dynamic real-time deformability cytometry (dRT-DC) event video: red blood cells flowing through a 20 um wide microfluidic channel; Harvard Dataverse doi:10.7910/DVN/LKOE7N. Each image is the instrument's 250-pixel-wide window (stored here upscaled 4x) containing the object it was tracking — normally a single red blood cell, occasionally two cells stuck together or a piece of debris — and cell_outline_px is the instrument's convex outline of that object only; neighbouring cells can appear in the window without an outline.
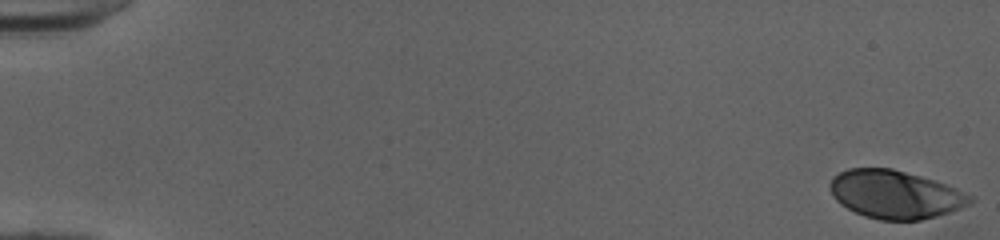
{"species": "human", "species_latin": "Homo sapiens", "temperature_condition": "cold", "stored_images_in_passage": 52, "camera_frame_rate_fps": 3000, "um_per_image_px": 0.085, "donor": {"sex": "female"}, "frame": {"image": 1, "passage_image": 1, "time_ms": 0.0, "image_size_px": [1000, 240], "cell_outline_px": [[976, 200], [972, 204], [936, 216], [920, 220], [880, 220], [864, 216], [840, 204], [832, 196], [828, 184], [832, 176], [848, 168], [892, 168], [920, 176], [956, 188], [976, 196]], "centroid_in_image_um": [76.09, 16.52], "position_along_channel_um": 8.9, "area_um2": 39.54}}
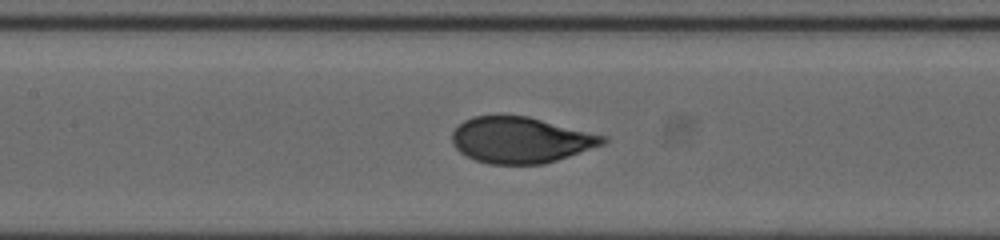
{"frame": {"image": 2, "passage_image": 26, "time_ms": 8.333, "image_size_px": [1000, 240], "cell_outline_px": [[608, 140], [604, 144], [544, 164], [488, 164], [476, 160], [460, 152], [452, 144], [452, 132], [464, 120], [472, 116], [528, 116], [608, 136]], "centroid_in_image_um": [44.27, 11.9], "position_along_channel_um": 163.1, "area_um2": 40.34}}
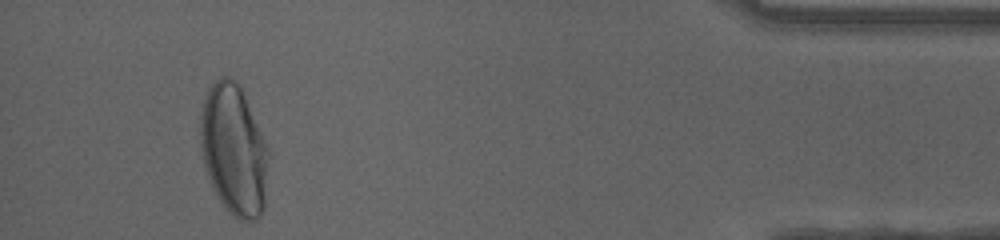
{"frame": {"image": 3, "passage_image": 49, "time_ms": 16.0, "image_size_px": [1000, 240], "cell_outline_px": [[268, 156], [264, 208], [260, 216], [256, 220], [240, 220], [232, 216], [224, 208], [208, 176], [204, 164], [200, 148], [200, 120], [204, 100], [208, 88], [220, 76], [228, 76], [236, 80], [244, 92], [268, 148]], "centroid_in_image_um": [19.87, 12.73], "position_along_channel_um": 415.3, "area_um2": 51.9}, "authors_computed_cell_mechanics": {"area_um2": 40.6045, "velocity_mm_per_s": 4.0016, "shape_relaxation_time_tau1_ms": 4.916, "shape_relaxation_time_tau2_ms": null, "deformation_change_tau1": 0.2108, "deformation_change_tau2": null}}